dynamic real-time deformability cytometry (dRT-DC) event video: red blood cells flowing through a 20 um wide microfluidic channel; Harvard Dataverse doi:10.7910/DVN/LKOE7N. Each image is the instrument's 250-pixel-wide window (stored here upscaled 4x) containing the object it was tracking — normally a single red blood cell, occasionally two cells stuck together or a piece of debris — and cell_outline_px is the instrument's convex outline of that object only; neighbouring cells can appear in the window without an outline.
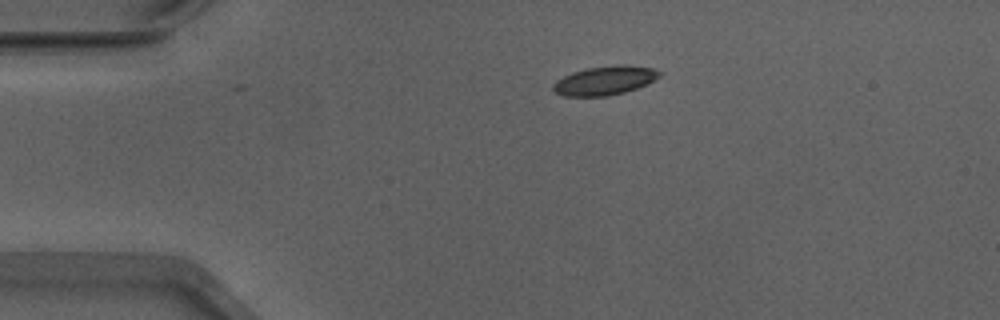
{"species": "Egyptian fruit bat (a non-hibernating species)", "species_latin": "Rousettus aegyptiacus", "temperature_condition": "warm", "stored_images_in_passage": 43, "camera_frame_rate_fps": 3000, "um_per_image_px": 0.085, "animal": {"sex": "male"}, "frame": {"image": 1, "passage_image": 1, "time_ms": 0.0, "image_size_px": [1000, 320], "cell_outline_px": [[664, 72], [660, 76], [648, 84], [624, 92], [608, 96], [564, 96], [556, 92], [552, 88], [552, 84], [556, 80], [572, 72], [588, 68], [616, 64], [624, 64], [652, 68]], "centroid_in_image_um": [51.43, 6.83], "position_along_channel_um": 33.6, "area_um2": 18.03}}
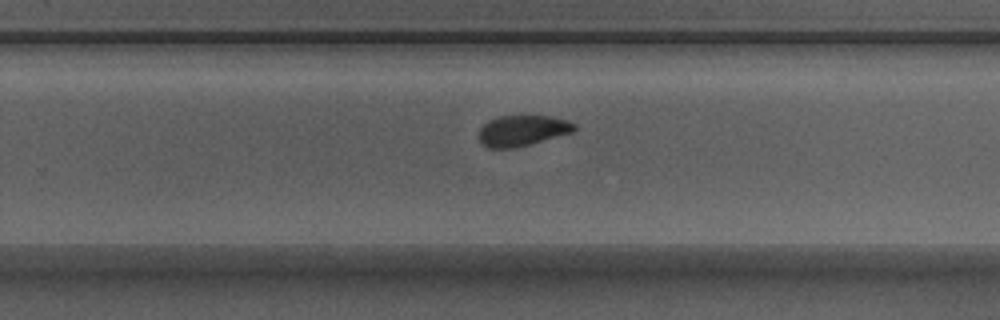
{"frame": {"image": 2, "passage_image": 24, "time_ms": 7.667, "image_size_px": [1000, 320], "cell_outline_px": [[576, 128], [572, 132], [528, 144], [512, 148], [488, 148], [480, 140], [480, 128], [488, 120], [500, 116], [548, 116], [568, 120], [576, 124]], "centroid_in_image_um": [44.4, 11.09], "position_along_channel_um": 285.4, "area_um2": 16.76}}
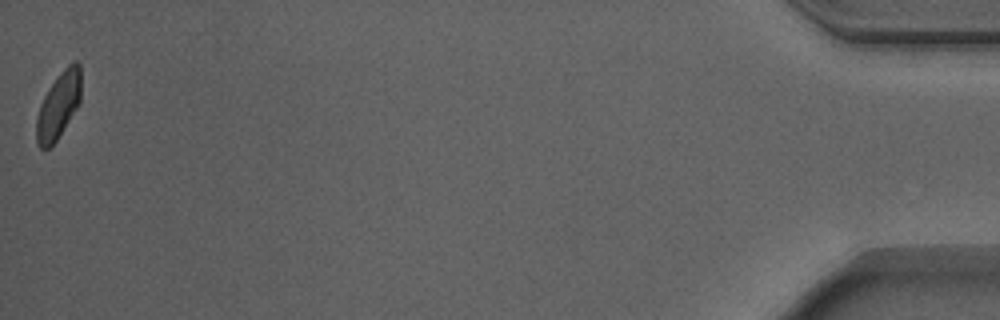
{"frame": {"image": 3, "passage_image": 43, "time_ms": 14.0, "image_size_px": [1000, 320], "cell_outline_px": [[80, 104], [56, 140], [48, 148], [40, 148], [36, 144], [36, 120], [40, 104], [48, 88], [60, 72], [68, 64], [76, 60], [80, 64]], "centroid_in_image_um": [4.97, 8.95], "position_along_channel_um": 430.2, "area_um2": 17.22}, "authors_computed_cell_mechanics": {"area_um2": 17.8024, "velocity_mm_per_s": 3.8769, "shape_relaxation_time_tau1_ms": 2.3749, "shape_relaxation_time_tau2_ms": 1.2749, "deformation_change_tau1": 0.0927, "deformation_change_tau2": 0.0646}}